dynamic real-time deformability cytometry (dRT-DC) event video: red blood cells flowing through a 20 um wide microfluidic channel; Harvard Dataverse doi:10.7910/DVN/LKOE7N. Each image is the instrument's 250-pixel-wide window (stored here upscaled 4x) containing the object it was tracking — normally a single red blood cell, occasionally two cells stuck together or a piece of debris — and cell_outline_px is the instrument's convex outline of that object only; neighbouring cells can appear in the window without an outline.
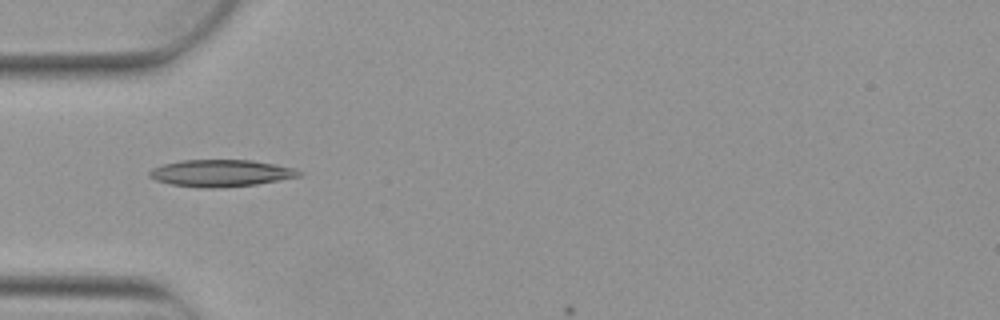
{"species": "Egyptian fruit bat (a non-hibernating species)", "species_latin": "Rousettus aegyptiacus", "temperature_condition": "warm", "stored_images_in_passage": 6, "camera_frame_rate_fps": 3000, "um_per_image_px": 0.085, "animal": {"sex": "female"}, "frame": {"image": 1, "passage_image": 5, "time_ms": 1.333, "image_size_px": [1000, 320], "cell_outline_px": [[304, 172], [300, 176], [256, 184], [216, 188], [200, 188], [172, 184], [156, 180], [148, 176], [148, 172], [152, 168], [164, 164], [180, 160], [252, 160], [276, 164], [296, 168]], "centroid_in_image_um": [18.79, 14.71], "position_along_channel_um": 66.2, "area_um2": 23.52}}